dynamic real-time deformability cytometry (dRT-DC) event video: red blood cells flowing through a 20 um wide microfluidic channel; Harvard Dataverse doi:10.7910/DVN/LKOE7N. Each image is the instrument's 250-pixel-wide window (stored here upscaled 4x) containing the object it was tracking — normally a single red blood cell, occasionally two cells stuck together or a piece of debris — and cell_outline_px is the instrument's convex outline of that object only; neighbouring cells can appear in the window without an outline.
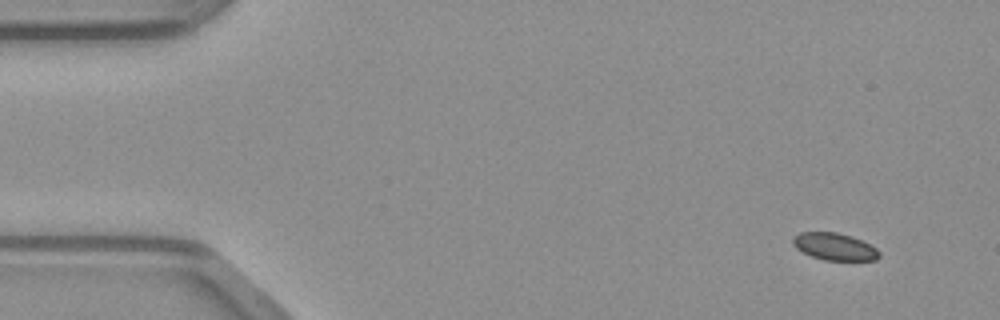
{"species": "common noctule bat (a hibernating species)", "species_latin": "Nyctalus noctula", "temperature_condition": "warm", "stored_images_in_passage": 46, "camera_frame_rate_fps": 3000, "um_per_image_px": 0.085, "animal": {"sex": "male", "body_mass_g": 23.1, "forearm_length_mm": 52.7}, "frame": {"image": 1, "passage_image": 1, "time_ms": 0.0, "image_size_px": [1000, 320], "cell_outline_px": [[880, 256], [876, 260], [824, 260], [812, 256], [796, 248], [792, 244], [792, 236], [800, 232], [836, 232], [852, 236], [876, 248], [880, 252]], "centroid_in_image_um": [70.91, 20.95], "position_along_channel_um": 14.1, "area_um2": 13.64}}
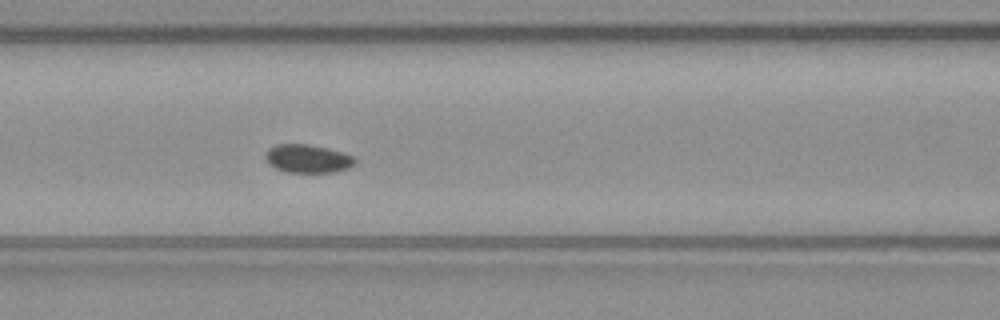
{"frame": {"image": 2, "passage_image": 18, "time_ms": 5.667, "image_size_px": [1000, 320], "cell_outline_px": [[356, 164], [348, 168], [336, 172], [288, 172], [276, 168], [268, 164], [264, 156], [268, 148], [276, 144], [308, 144], [340, 152], [352, 156], [356, 160]], "centroid_in_image_um": [26.12, 13.49], "position_along_channel_um": 140.5, "area_um2": 14.68}}
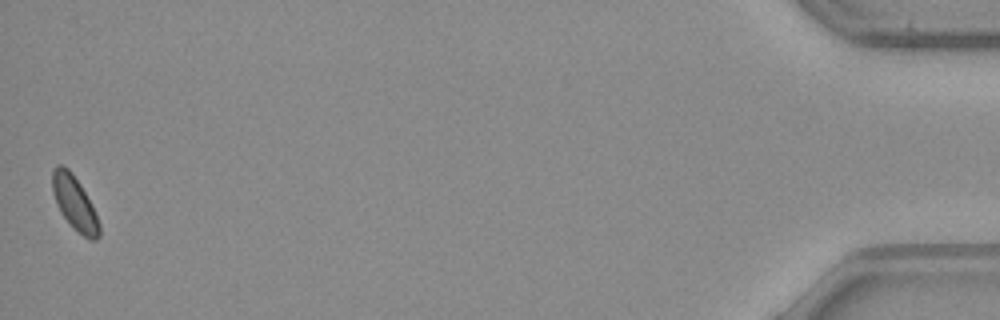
{"frame": {"image": 3, "passage_image": 46, "time_ms": 15.0, "image_size_px": [1000, 320], "cell_outline_px": [[100, 236], [96, 240], [92, 240], [84, 236], [72, 228], [60, 212], [56, 204], [52, 192], [52, 168], [56, 164], [64, 164], [72, 172], [80, 184], [100, 224]], "centroid_in_image_um": [6.29, 17.24], "position_along_channel_um": 428.9, "area_um2": 14.74}}